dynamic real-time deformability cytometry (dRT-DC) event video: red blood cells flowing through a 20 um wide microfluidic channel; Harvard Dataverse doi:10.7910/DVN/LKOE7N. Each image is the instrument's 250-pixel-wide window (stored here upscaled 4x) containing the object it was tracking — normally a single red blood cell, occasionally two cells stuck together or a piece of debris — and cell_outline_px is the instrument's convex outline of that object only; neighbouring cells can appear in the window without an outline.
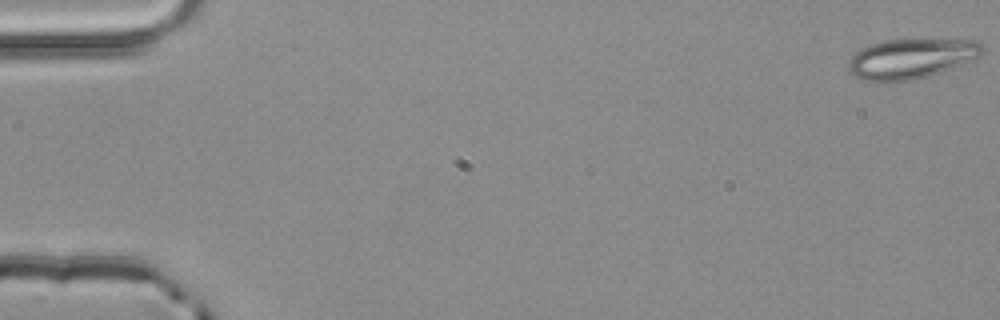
{"species": "common noctule bat (a hibernating species)", "species_latin": "Nyctalus noctula", "temperature_condition": "room temperature", "stored_images_in_passage": 5, "camera_frame_rate_fps": 3000, "um_per_image_px": 0.085, "animal": {"sex": "male", "body_mass_g": 20.4}, "frame": {"image": 1, "passage_image": 1, "time_ms": 0.0, "image_size_px": [1000, 320], "cell_outline_px": [[984, 52], [980, 56], [964, 64], [928, 76], [912, 80], [888, 84], [884, 84], [864, 80], [856, 76], [848, 68], [848, 60], [860, 48], [872, 44], [888, 40], [980, 40], [984, 44]], "centroid_in_image_um": [77.47, 5.01], "position_along_channel_um": 7.5, "area_um2": 31.56}}